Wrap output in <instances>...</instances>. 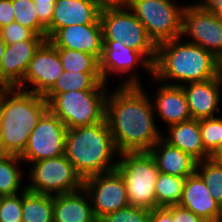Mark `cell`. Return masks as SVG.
Segmentation results:
<instances>
[{
    "label": "cell",
    "mask_w": 222,
    "mask_h": 222,
    "mask_svg": "<svg viewBox=\"0 0 222 222\" xmlns=\"http://www.w3.org/2000/svg\"><path fill=\"white\" fill-rule=\"evenodd\" d=\"M149 94L143 85H119L108 92L105 119L119 153L149 151L162 138Z\"/></svg>",
    "instance_id": "obj_1"
},
{
    "label": "cell",
    "mask_w": 222,
    "mask_h": 222,
    "mask_svg": "<svg viewBox=\"0 0 222 222\" xmlns=\"http://www.w3.org/2000/svg\"><path fill=\"white\" fill-rule=\"evenodd\" d=\"M177 37L157 45L153 78L167 85L183 86L220 75L219 59L202 47Z\"/></svg>",
    "instance_id": "obj_2"
},
{
    "label": "cell",
    "mask_w": 222,
    "mask_h": 222,
    "mask_svg": "<svg viewBox=\"0 0 222 222\" xmlns=\"http://www.w3.org/2000/svg\"><path fill=\"white\" fill-rule=\"evenodd\" d=\"M119 154L106 119L67 130L64 155L83 182L114 171Z\"/></svg>",
    "instance_id": "obj_3"
},
{
    "label": "cell",
    "mask_w": 222,
    "mask_h": 222,
    "mask_svg": "<svg viewBox=\"0 0 222 222\" xmlns=\"http://www.w3.org/2000/svg\"><path fill=\"white\" fill-rule=\"evenodd\" d=\"M47 110L48 101L41 95L0 88V153L20 155Z\"/></svg>",
    "instance_id": "obj_4"
},
{
    "label": "cell",
    "mask_w": 222,
    "mask_h": 222,
    "mask_svg": "<svg viewBox=\"0 0 222 222\" xmlns=\"http://www.w3.org/2000/svg\"><path fill=\"white\" fill-rule=\"evenodd\" d=\"M108 84L98 82L91 90H72L64 93H46L48 109L67 129L90 126L105 119Z\"/></svg>",
    "instance_id": "obj_5"
},
{
    "label": "cell",
    "mask_w": 222,
    "mask_h": 222,
    "mask_svg": "<svg viewBox=\"0 0 222 222\" xmlns=\"http://www.w3.org/2000/svg\"><path fill=\"white\" fill-rule=\"evenodd\" d=\"M115 170L124 180L130 205L156 208L155 185L159 170L149 151L120 153Z\"/></svg>",
    "instance_id": "obj_6"
},
{
    "label": "cell",
    "mask_w": 222,
    "mask_h": 222,
    "mask_svg": "<svg viewBox=\"0 0 222 222\" xmlns=\"http://www.w3.org/2000/svg\"><path fill=\"white\" fill-rule=\"evenodd\" d=\"M185 6L174 0H130L128 8L158 45L181 36Z\"/></svg>",
    "instance_id": "obj_7"
},
{
    "label": "cell",
    "mask_w": 222,
    "mask_h": 222,
    "mask_svg": "<svg viewBox=\"0 0 222 222\" xmlns=\"http://www.w3.org/2000/svg\"><path fill=\"white\" fill-rule=\"evenodd\" d=\"M28 167L30 183H26V189L29 191L56 196L83 188V181L65 155L33 162Z\"/></svg>",
    "instance_id": "obj_8"
},
{
    "label": "cell",
    "mask_w": 222,
    "mask_h": 222,
    "mask_svg": "<svg viewBox=\"0 0 222 222\" xmlns=\"http://www.w3.org/2000/svg\"><path fill=\"white\" fill-rule=\"evenodd\" d=\"M100 21L103 40L121 41L125 46L141 52L152 64L155 62L157 45L128 7L101 11Z\"/></svg>",
    "instance_id": "obj_9"
},
{
    "label": "cell",
    "mask_w": 222,
    "mask_h": 222,
    "mask_svg": "<svg viewBox=\"0 0 222 222\" xmlns=\"http://www.w3.org/2000/svg\"><path fill=\"white\" fill-rule=\"evenodd\" d=\"M103 42L100 73L104 83L107 84L111 75L115 74L114 76L120 75L122 78L120 85H143L136 68H144L153 77V64L141 52L125 46L121 41L103 40ZM124 76L127 77L123 81Z\"/></svg>",
    "instance_id": "obj_10"
},
{
    "label": "cell",
    "mask_w": 222,
    "mask_h": 222,
    "mask_svg": "<svg viewBox=\"0 0 222 222\" xmlns=\"http://www.w3.org/2000/svg\"><path fill=\"white\" fill-rule=\"evenodd\" d=\"M67 130L65 124L48 109L31 131L19 157L25 164H31L64 155Z\"/></svg>",
    "instance_id": "obj_11"
},
{
    "label": "cell",
    "mask_w": 222,
    "mask_h": 222,
    "mask_svg": "<svg viewBox=\"0 0 222 222\" xmlns=\"http://www.w3.org/2000/svg\"><path fill=\"white\" fill-rule=\"evenodd\" d=\"M222 58V19L197 3H188L182 14L181 37ZM190 37V39H189Z\"/></svg>",
    "instance_id": "obj_12"
},
{
    "label": "cell",
    "mask_w": 222,
    "mask_h": 222,
    "mask_svg": "<svg viewBox=\"0 0 222 222\" xmlns=\"http://www.w3.org/2000/svg\"><path fill=\"white\" fill-rule=\"evenodd\" d=\"M63 71L56 47L45 40L35 51L22 82L16 88L44 96Z\"/></svg>",
    "instance_id": "obj_13"
},
{
    "label": "cell",
    "mask_w": 222,
    "mask_h": 222,
    "mask_svg": "<svg viewBox=\"0 0 222 222\" xmlns=\"http://www.w3.org/2000/svg\"><path fill=\"white\" fill-rule=\"evenodd\" d=\"M83 188L97 220L130 205L124 180L116 170L85 180Z\"/></svg>",
    "instance_id": "obj_14"
},
{
    "label": "cell",
    "mask_w": 222,
    "mask_h": 222,
    "mask_svg": "<svg viewBox=\"0 0 222 222\" xmlns=\"http://www.w3.org/2000/svg\"><path fill=\"white\" fill-rule=\"evenodd\" d=\"M56 48H68L96 56L103 53V30L100 18L93 24L71 25L58 29L49 39Z\"/></svg>",
    "instance_id": "obj_15"
},
{
    "label": "cell",
    "mask_w": 222,
    "mask_h": 222,
    "mask_svg": "<svg viewBox=\"0 0 222 222\" xmlns=\"http://www.w3.org/2000/svg\"><path fill=\"white\" fill-rule=\"evenodd\" d=\"M181 87L186 95L192 119L213 118L220 114L219 107L222 104V78L220 75L207 81L189 83Z\"/></svg>",
    "instance_id": "obj_16"
},
{
    "label": "cell",
    "mask_w": 222,
    "mask_h": 222,
    "mask_svg": "<svg viewBox=\"0 0 222 222\" xmlns=\"http://www.w3.org/2000/svg\"><path fill=\"white\" fill-rule=\"evenodd\" d=\"M45 40H23L7 44L0 65V88L17 87L35 51Z\"/></svg>",
    "instance_id": "obj_17"
},
{
    "label": "cell",
    "mask_w": 222,
    "mask_h": 222,
    "mask_svg": "<svg viewBox=\"0 0 222 222\" xmlns=\"http://www.w3.org/2000/svg\"><path fill=\"white\" fill-rule=\"evenodd\" d=\"M151 81L157 83L155 96H150L154 107L155 116L163 120L166 127L192 119L186 95L181 86L167 85L156 81L151 77Z\"/></svg>",
    "instance_id": "obj_18"
},
{
    "label": "cell",
    "mask_w": 222,
    "mask_h": 222,
    "mask_svg": "<svg viewBox=\"0 0 222 222\" xmlns=\"http://www.w3.org/2000/svg\"><path fill=\"white\" fill-rule=\"evenodd\" d=\"M179 206L207 222H222L221 205L211 196L209 188L196 172L186 178Z\"/></svg>",
    "instance_id": "obj_19"
},
{
    "label": "cell",
    "mask_w": 222,
    "mask_h": 222,
    "mask_svg": "<svg viewBox=\"0 0 222 222\" xmlns=\"http://www.w3.org/2000/svg\"><path fill=\"white\" fill-rule=\"evenodd\" d=\"M100 12L92 0H57L51 24L46 28V39L64 27L93 24L100 18Z\"/></svg>",
    "instance_id": "obj_20"
},
{
    "label": "cell",
    "mask_w": 222,
    "mask_h": 222,
    "mask_svg": "<svg viewBox=\"0 0 222 222\" xmlns=\"http://www.w3.org/2000/svg\"><path fill=\"white\" fill-rule=\"evenodd\" d=\"M166 128L167 133L162 134V139L169 145L190 154L197 161L212 158L202 143L200 120L190 119Z\"/></svg>",
    "instance_id": "obj_21"
},
{
    "label": "cell",
    "mask_w": 222,
    "mask_h": 222,
    "mask_svg": "<svg viewBox=\"0 0 222 222\" xmlns=\"http://www.w3.org/2000/svg\"><path fill=\"white\" fill-rule=\"evenodd\" d=\"M160 173L187 178L196 172L197 160L162 138L149 150Z\"/></svg>",
    "instance_id": "obj_22"
},
{
    "label": "cell",
    "mask_w": 222,
    "mask_h": 222,
    "mask_svg": "<svg viewBox=\"0 0 222 222\" xmlns=\"http://www.w3.org/2000/svg\"><path fill=\"white\" fill-rule=\"evenodd\" d=\"M53 222H98L84 188L54 196Z\"/></svg>",
    "instance_id": "obj_23"
},
{
    "label": "cell",
    "mask_w": 222,
    "mask_h": 222,
    "mask_svg": "<svg viewBox=\"0 0 222 222\" xmlns=\"http://www.w3.org/2000/svg\"><path fill=\"white\" fill-rule=\"evenodd\" d=\"M23 164L19 155L0 153V196L18 194L26 189L20 166Z\"/></svg>",
    "instance_id": "obj_24"
},
{
    "label": "cell",
    "mask_w": 222,
    "mask_h": 222,
    "mask_svg": "<svg viewBox=\"0 0 222 222\" xmlns=\"http://www.w3.org/2000/svg\"><path fill=\"white\" fill-rule=\"evenodd\" d=\"M53 210L54 196L22 192V222H53Z\"/></svg>",
    "instance_id": "obj_25"
},
{
    "label": "cell",
    "mask_w": 222,
    "mask_h": 222,
    "mask_svg": "<svg viewBox=\"0 0 222 222\" xmlns=\"http://www.w3.org/2000/svg\"><path fill=\"white\" fill-rule=\"evenodd\" d=\"M185 181L184 177L159 172L155 185L156 207L179 205Z\"/></svg>",
    "instance_id": "obj_26"
},
{
    "label": "cell",
    "mask_w": 222,
    "mask_h": 222,
    "mask_svg": "<svg viewBox=\"0 0 222 222\" xmlns=\"http://www.w3.org/2000/svg\"><path fill=\"white\" fill-rule=\"evenodd\" d=\"M98 82H103L101 73L63 71L47 93L91 90Z\"/></svg>",
    "instance_id": "obj_27"
},
{
    "label": "cell",
    "mask_w": 222,
    "mask_h": 222,
    "mask_svg": "<svg viewBox=\"0 0 222 222\" xmlns=\"http://www.w3.org/2000/svg\"><path fill=\"white\" fill-rule=\"evenodd\" d=\"M64 71L100 73V60L92 55L68 48H56Z\"/></svg>",
    "instance_id": "obj_28"
},
{
    "label": "cell",
    "mask_w": 222,
    "mask_h": 222,
    "mask_svg": "<svg viewBox=\"0 0 222 222\" xmlns=\"http://www.w3.org/2000/svg\"><path fill=\"white\" fill-rule=\"evenodd\" d=\"M196 173L209 188L211 196L222 207V162L214 157L197 162Z\"/></svg>",
    "instance_id": "obj_29"
},
{
    "label": "cell",
    "mask_w": 222,
    "mask_h": 222,
    "mask_svg": "<svg viewBox=\"0 0 222 222\" xmlns=\"http://www.w3.org/2000/svg\"><path fill=\"white\" fill-rule=\"evenodd\" d=\"M200 133L205 150L214 157L222 148V116L200 119Z\"/></svg>",
    "instance_id": "obj_30"
},
{
    "label": "cell",
    "mask_w": 222,
    "mask_h": 222,
    "mask_svg": "<svg viewBox=\"0 0 222 222\" xmlns=\"http://www.w3.org/2000/svg\"><path fill=\"white\" fill-rule=\"evenodd\" d=\"M15 22L31 29L36 35L46 36V29L39 23L33 0H12Z\"/></svg>",
    "instance_id": "obj_31"
},
{
    "label": "cell",
    "mask_w": 222,
    "mask_h": 222,
    "mask_svg": "<svg viewBox=\"0 0 222 222\" xmlns=\"http://www.w3.org/2000/svg\"><path fill=\"white\" fill-rule=\"evenodd\" d=\"M151 210L128 205L101 217L98 222H150Z\"/></svg>",
    "instance_id": "obj_32"
},
{
    "label": "cell",
    "mask_w": 222,
    "mask_h": 222,
    "mask_svg": "<svg viewBox=\"0 0 222 222\" xmlns=\"http://www.w3.org/2000/svg\"><path fill=\"white\" fill-rule=\"evenodd\" d=\"M0 222H22V192L1 197Z\"/></svg>",
    "instance_id": "obj_33"
},
{
    "label": "cell",
    "mask_w": 222,
    "mask_h": 222,
    "mask_svg": "<svg viewBox=\"0 0 222 222\" xmlns=\"http://www.w3.org/2000/svg\"><path fill=\"white\" fill-rule=\"evenodd\" d=\"M0 34L6 44H13L23 40H47L46 36L36 35L31 29L15 21L1 28Z\"/></svg>",
    "instance_id": "obj_34"
},
{
    "label": "cell",
    "mask_w": 222,
    "mask_h": 222,
    "mask_svg": "<svg viewBox=\"0 0 222 222\" xmlns=\"http://www.w3.org/2000/svg\"><path fill=\"white\" fill-rule=\"evenodd\" d=\"M39 23L46 29L52 21L54 5L57 0H33Z\"/></svg>",
    "instance_id": "obj_35"
},
{
    "label": "cell",
    "mask_w": 222,
    "mask_h": 222,
    "mask_svg": "<svg viewBox=\"0 0 222 222\" xmlns=\"http://www.w3.org/2000/svg\"><path fill=\"white\" fill-rule=\"evenodd\" d=\"M167 208L171 211L173 222H207L192 211L179 205H170Z\"/></svg>",
    "instance_id": "obj_36"
},
{
    "label": "cell",
    "mask_w": 222,
    "mask_h": 222,
    "mask_svg": "<svg viewBox=\"0 0 222 222\" xmlns=\"http://www.w3.org/2000/svg\"><path fill=\"white\" fill-rule=\"evenodd\" d=\"M12 0H0V29L15 21Z\"/></svg>",
    "instance_id": "obj_37"
},
{
    "label": "cell",
    "mask_w": 222,
    "mask_h": 222,
    "mask_svg": "<svg viewBox=\"0 0 222 222\" xmlns=\"http://www.w3.org/2000/svg\"><path fill=\"white\" fill-rule=\"evenodd\" d=\"M95 6L100 10L127 8L130 0H92Z\"/></svg>",
    "instance_id": "obj_38"
},
{
    "label": "cell",
    "mask_w": 222,
    "mask_h": 222,
    "mask_svg": "<svg viewBox=\"0 0 222 222\" xmlns=\"http://www.w3.org/2000/svg\"><path fill=\"white\" fill-rule=\"evenodd\" d=\"M194 3L199 4L204 10L212 12L217 18L222 19V0H199Z\"/></svg>",
    "instance_id": "obj_39"
},
{
    "label": "cell",
    "mask_w": 222,
    "mask_h": 222,
    "mask_svg": "<svg viewBox=\"0 0 222 222\" xmlns=\"http://www.w3.org/2000/svg\"><path fill=\"white\" fill-rule=\"evenodd\" d=\"M150 222H173L171 211L167 207H156L152 209Z\"/></svg>",
    "instance_id": "obj_40"
},
{
    "label": "cell",
    "mask_w": 222,
    "mask_h": 222,
    "mask_svg": "<svg viewBox=\"0 0 222 222\" xmlns=\"http://www.w3.org/2000/svg\"><path fill=\"white\" fill-rule=\"evenodd\" d=\"M6 45L7 44L5 43V41L3 40V38L0 34V65H1V61H2V58H3V55H4Z\"/></svg>",
    "instance_id": "obj_41"
},
{
    "label": "cell",
    "mask_w": 222,
    "mask_h": 222,
    "mask_svg": "<svg viewBox=\"0 0 222 222\" xmlns=\"http://www.w3.org/2000/svg\"><path fill=\"white\" fill-rule=\"evenodd\" d=\"M217 161L222 162V148L218 151V153L214 156Z\"/></svg>",
    "instance_id": "obj_42"
},
{
    "label": "cell",
    "mask_w": 222,
    "mask_h": 222,
    "mask_svg": "<svg viewBox=\"0 0 222 222\" xmlns=\"http://www.w3.org/2000/svg\"><path fill=\"white\" fill-rule=\"evenodd\" d=\"M220 64V77L222 78V58L219 60Z\"/></svg>",
    "instance_id": "obj_43"
}]
</instances>
